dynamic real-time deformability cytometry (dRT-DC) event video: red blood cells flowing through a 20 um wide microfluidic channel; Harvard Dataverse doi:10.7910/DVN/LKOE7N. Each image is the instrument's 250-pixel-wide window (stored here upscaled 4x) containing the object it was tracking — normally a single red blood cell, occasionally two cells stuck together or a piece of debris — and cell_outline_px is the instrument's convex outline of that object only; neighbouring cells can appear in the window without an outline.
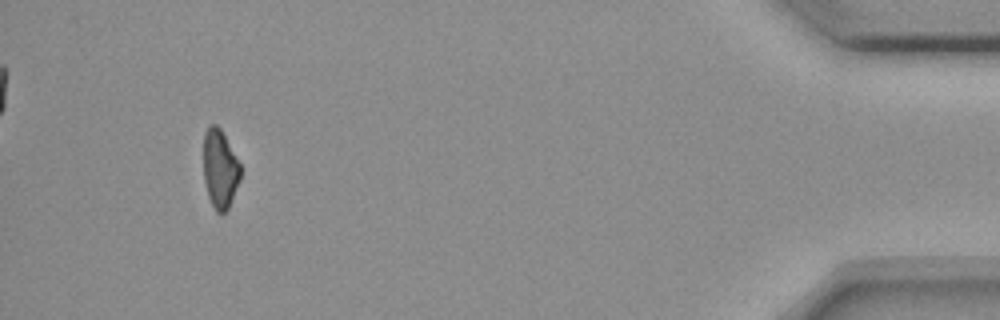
{"species": "common noctule bat (a hibernating species)", "species_latin": "Nyctalus noctula", "temperature_condition": "room temperature", "stored_images_in_passage": 54, "camera_frame_rate_fps": 3000, "um_per_image_px": 0.085, "animal": {"sex": "female", "body_mass_g": 18.4}, "frame": {"image": 1, "passage_image": 51, "time_ms": 16.667, "image_size_px": [1000, 320], "cell_outline_px": [[240, 180], [228, 208], [224, 212], [216, 212], [208, 196], [204, 180], [204, 132], [212, 124], [216, 124], [220, 128], [240, 164]], "centroid_in_image_um": [18.69, 14.36], "position_along_channel_um": 416.5, "area_um2": 16.65}}